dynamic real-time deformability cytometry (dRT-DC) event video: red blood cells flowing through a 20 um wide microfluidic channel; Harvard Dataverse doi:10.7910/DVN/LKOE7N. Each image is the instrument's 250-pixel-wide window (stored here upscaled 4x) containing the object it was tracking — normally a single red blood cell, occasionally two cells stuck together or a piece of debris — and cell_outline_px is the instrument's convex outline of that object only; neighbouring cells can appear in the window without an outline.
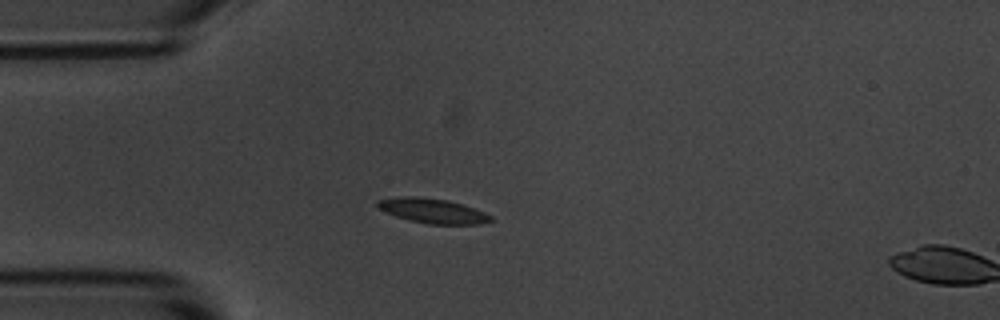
{"species": "common noctule bat (a hibernating species)", "species_latin": "Nyctalus noctula", "temperature_condition": "room temperature", "stored_images_in_passage": 4, "segment_of_instrument_passage": [1, 2], "camera_frame_rate_fps": 3000, "um_per_image_px": 0.085, "animal": {"sex": "male", "body_mass_g": 20.1, "forearm_length_mm": 53.5}, "frame": {"image": 1, "passage_image": 3, "time_ms": 3.0, "image_size_px": [1000, 320], "cell_outline_px": [[496, 220], [480, 224], [428, 224], [408, 220], [396, 216], [376, 208], [376, 200], [400, 196], [416, 196], [448, 200], [484, 212], [492, 216]], "centroid_in_image_um": [36.74, 17.92], "position_along_channel_um": 48.3, "area_um2": 16.42}}